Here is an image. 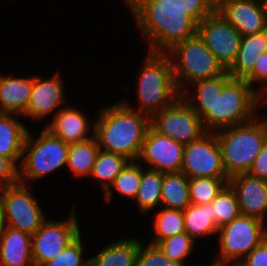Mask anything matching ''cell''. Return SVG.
<instances>
[{
	"mask_svg": "<svg viewBox=\"0 0 267 266\" xmlns=\"http://www.w3.org/2000/svg\"><path fill=\"white\" fill-rule=\"evenodd\" d=\"M137 26L150 42L149 52L167 53L197 34L198 24L179 7L162 0H125Z\"/></svg>",
	"mask_w": 267,
	"mask_h": 266,
	"instance_id": "obj_1",
	"label": "cell"
},
{
	"mask_svg": "<svg viewBox=\"0 0 267 266\" xmlns=\"http://www.w3.org/2000/svg\"><path fill=\"white\" fill-rule=\"evenodd\" d=\"M94 121L99 149L137 161L143 141L151 127V117L137 112L127 101L100 109Z\"/></svg>",
	"mask_w": 267,
	"mask_h": 266,
	"instance_id": "obj_2",
	"label": "cell"
},
{
	"mask_svg": "<svg viewBox=\"0 0 267 266\" xmlns=\"http://www.w3.org/2000/svg\"><path fill=\"white\" fill-rule=\"evenodd\" d=\"M265 104L261 89L255 90L244 79L230 78L216 97L213 107L201 119L206 131L250 122L256 117L258 105Z\"/></svg>",
	"mask_w": 267,
	"mask_h": 266,
	"instance_id": "obj_3",
	"label": "cell"
},
{
	"mask_svg": "<svg viewBox=\"0 0 267 266\" xmlns=\"http://www.w3.org/2000/svg\"><path fill=\"white\" fill-rule=\"evenodd\" d=\"M138 78L136 111L152 117L160 110L172 106L180 97L170 56L149 52Z\"/></svg>",
	"mask_w": 267,
	"mask_h": 266,
	"instance_id": "obj_4",
	"label": "cell"
},
{
	"mask_svg": "<svg viewBox=\"0 0 267 266\" xmlns=\"http://www.w3.org/2000/svg\"><path fill=\"white\" fill-rule=\"evenodd\" d=\"M215 131L227 177L248 173L267 138V119Z\"/></svg>",
	"mask_w": 267,
	"mask_h": 266,
	"instance_id": "obj_5",
	"label": "cell"
},
{
	"mask_svg": "<svg viewBox=\"0 0 267 266\" xmlns=\"http://www.w3.org/2000/svg\"><path fill=\"white\" fill-rule=\"evenodd\" d=\"M167 54L170 56L173 76L180 93L186 90V84L212 79L227 71L198 33L176 44Z\"/></svg>",
	"mask_w": 267,
	"mask_h": 266,
	"instance_id": "obj_6",
	"label": "cell"
},
{
	"mask_svg": "<svg viewBox=\"0 0 267 266\" xmlns=\"http://www.w3.org/2000/svg\"><path fill=\"white\" fill-rule=\"evenodd\" d=\"M69 144L44 129L38 138L28 133L25 138L22 160L18 168V181L37 180L64 167Z\"/></svg>",
	"mask_w": 267,
	"mask_h": 266,
	"instance_id": "obj_7",
	"label": "cell"
},
{
	"mask_svg": "<svg viewBox=\"0 0 267 266\" xmlns=\"http://www.w3.org/2000/svg\"><path fill=\"white\" fill-rule=\"evenodd\" d=\"M219 255L216 263L238 264L266 239L264 221L245 215L218 229Z\"/></svg>",
	"mask_w": 267,
	"mask_h": 266,
	"instance_id": "obj_8",
	"label": "cell"
},
{
	"mask_svg": "<svg viewBox=\"0 0 267 266\" xmlns=\"http://www.w3.org/2000/svg\"><path fill=\"white\" fill-rule=\"evenodd\" d=\"M0 205L8 227L31 236L46 221L39 203L21 182L0 187Z\"/></svg>",
	"mask_w": 267,
	"mask_h": 266,
	"instance_id": "obj_9",
	"label": "cell"
},
{
	"mask_svg": "<svg viewBox=\"0 0 267 266\" xmlns=\"http://www.w3.org/2000/svg\"><path fill=\"white\" fill-rule=\"evenodd\" d=\"M151 127L182 145L199 139L207 132L199 115L182 97L172 106L155 113L151 117Z\"/></svg>",
	"mask_w": 267,
	"mask_h": 266,
	"instance_id": "obj_10",
	"label": "cell"
},
{
	"mask_svg": "<svg viewBox=\"0 0 267 266\" xmlns=\"http://www.w3.org/2000/svg\"><path fill=\"white\" fill-rule=\"evenodd\" d=\"M72 205L69 219L45 221L32 235V258L34 266L56 258L67 246L80 236L78 218Z\"/></svg>",
	"mask_w": 267,
	"mask_h": 266,
	"instance_id": "obj_11",
	"label": "cell"
},
{
	"mask_svg": "<svg viewBox=\"0 0 267 266\" xmlns=\"http://www.w3.org/2000/svg\"><path fill=\"white\" fill-rule=\"evenodd\" d=\"M181 172L188 178H228L215 132L207 131L199 139L184 145Z\"/></svg>",
	"mask_w": 267,
	"mask_h": 266,
	"instance_id": "obj_12",
	"label": "cell"
},
{
	"mask_svg": "<svg viewBox=\"0 0 267 266\" xmlns=\"http://www.w3.org/2000/svg\"><path fill=\"white\" fill-rule=\"evenodd\" d=\"M197 33L206 47L227 70L238 54L241 34L218 11L205 17L199 24Z\"/></svg>",
	"mask_w": 267,
	"mask_h": 266,
	"instance_id": "obj_13",
	"label": "cell"
},
{
	"mask_svg": "<svg viewBox=\"0 0 267 266\" xmlns=\"http://www.w3.org/2000/svg\"><path fill=\"white\" fill-rule=\"evenodd\" d=\"M184 145L172 138L159 134L152 127L146 133L140 155L137 159L143 165H150L151 170L160 173L181 172Z\"/></svg>",
	"mask_w": 267,
	"mask_h": 266,
	"instance_id": "obj_14",
	"label": "cell"
},
{
	"mask_svg": "<svg viewBox=\"0 0 267 266\" xmlns=\"http://www.w3.org/2000/svg\"><path fill=\"white\" fill-rule=\"evenodd\" d=\"M218 12L241 36L267 30V14L262 0H226Z\"/></svg>",
	"mask_w": 267,
	"mask_h": 266,
	"instance_id": "obj_15",
	"label": "cell"
},
{
	"mask_svg": "<svg viewBox=\"0 0 267 266\" xmlns=\"http://www.w3.org/2000/svg\"><path fill=\"white\" fill-rule=\"evenodd\" d=\"M62 82L59 73L46 80L33 76V88L29 104L22 116L37 121L58 109L65 102Z\"/></svg>",
	"mask_w": 267,
	"mask_h": 266,
	"instance_id": "obj_16",
	"label": "cell"
},
{
	"mask_svg": "<svg viewBox=\"0 0 267 266\" xmlns=\"http://www.w3.org/2000/svg\"><path fill=\"white\" fill-rule=\"evenodd\" d=\"M234 189L241 215L264 221L267 212V181L242 173L229 178Z\"/></svg>",
	"mask_w": 267,
	"mask_h": 266,
	"instance_id": "obj_17",
	"label": "cell"
},
{
	"mask_svg": "<svg viewBox=\"0 0 267 266\" xmlns=\"http://www.w3.org/2000/svg\"><path fill=\"white\" fill-rule=\"evenodd\" d=\"M53 121L45 127L53 136L65 143H77L94 137V121H92V135L88 136L90 124L85 115L72 107L57 111Z\"/></svg>",
	"mask_w": 267,
	"mask_h": 266,
	"instance_id": "obj_18",
	"label": "cell"
},
{
	"mask_svg": "<svg viewBox=\"0 0 267 266\" xmlns=\"http://www.w3.org/2000/svg\"><path fill=\"white\" fill-rule=\"evenodd\" d=\"M31 247L30 234L7 226L0 240L1 266H34Z\"/></svg>",
	"mask_w": 267,
	"mask_h": 266,
	"instance_id": "obj_19",
	"label": "cell"
},
{
	"mask_svg": "<svg viewBox=\"0 0 267 266\" xmlns=\"http://www.w3.org/2000/svg\"><path fill=\"white\" fill-rule=\"evenodd\" d=\"M28 127L17 120V114H0V156L8 158L19 168ZM19 165V166H18Z\"/></svg>",
	"mask_w": 267,
	"mask_h": 266,
	"instance_id": "obj_20",
	"label": "cell"
},
{
	"mask_svg": "<svg viewBox=\"0 0 267 266\" xmlns=\"http://www.w3.org/2000/svg\"><path fill=\"white\" fill-rule=\"evenodd\" d=\"M33 77L11 78L0 75V110L2 113L23 115L29 104Z\"/></svg>",
	"mask_w": 267,
	"mask_h": 266,
	"instance_id": "obj_21",
	"label": "cell"
},
{
	"mask_svg": "<svg viewBox=\"0 0 267 266\" xmlns=\"http://www.w3.org/2000/svg\"><path fill=\"white\" fill-rule=\"evenodd\" d=\"M267 51V30L242 36L235 61L227 69L231 78L245 79L254 69L258 56Z\"/></svg>",
	"mask_w": 267,
	"mask_h": 266,
	"instance_id": "obj_22",
	"label": "cell"
},
{
	"mask_svg": "<svg viewBox=\"0 0 267 266\" xmlns=\"http://www.w3.org/2000/svg\"><path fill=\"white\" fill-rule=\"evenodd\" d=\"M139 246L136 238L117 240L88 258L89 266H135Z\"/></svg>",
	"mask_w": 267,
	"mask_h": 266,
	"instance_id": "obj_23",
	"label": "cell"
},
{
	"mask_svg": "<svg viewBox=\"0 0 267 266\" xmlns=\"http://www.w3.org/2000/svg\"><path fill=\"white\" fill-rule=\"evenodd\" d=\"M230 78V75L226 71L223 75L218 77L196 81L191 84L196 88L195 93L188 96L189 89H186L183 93H181V97L202 119L213 107L216 97L220 95L224 84Z\"/></svg>",
	"mask_w": 267,
	"mask_h": 266,
	"instance_id": "obj_24",
	"label": "cell"
},
{
	"mask_svg": "<svg viewBox=\"0 0 267 266\" xmlns=\"http://www.w3.org/2000/svg\"><path fill=\"white\" fill-rule=\"evenodd\" d=\"M183 215L185 232L194 240L198 237L205 238L210 235H217L219 228L216 225V216L213 214L211 203L190 204L183 210Z\"/></svg>",
	"mask_w": 267,
	"mask_h": 266,
	"instance_id": "obj_25",
	"label": "cell"
},
{
	"mask_svg": "<svg viewBox=\"0 0 267 266\" xmlns=\"http://www.w3.org/2000/svg\"><path fill=\"white\" fill-rule=\"evenodd\" d=\"M190 204L189 178L183 172L164 173L161 205L168 209L183 211Z\"/></svg>",
	"mask_w": 267,
	"mask_h": 266,
	"instance_id": "obj_26",
	"label": "cell"
},
{
	"mask_svg": "<svg viewBox=\"0 0 267 266\" xmlns=\"http://www.w3.org/2000/svg\"><path fill=\"white\" fill-rule=\"evenodd\" d=\"M99 150L95 136L83 142L71 143L66 165L75 177L90 176Z\"/></svg>",
	"mask_w": 267,
	"mask_h": 266,
	"instance_id": "obj_27",
	"label": "cell"
},
{
	"mask_svg": "<svg viewBox=\"0 0 267 266\" xmlns=\"http://www.w3.org/2000/svg\"><path fill=\"white\" fill-rule=\"evenodd\" d=\"M163 173L151 169H142L141 181L135 197L140 212L144 214L161 204Z\"/></svg>",
	"mask_w": 267,
	"mask_h": 266,
	"instance_id": "obj_28",
	"label": "cell"
},
{
	"mask_svg": "<svg viewBox=\"0 0 267 266\" xmlns=\"http://www.w3.org/2000/svg\"><path fill=\"white\" fill-rule=\"evenodd\" d=\"M128 162L124 156L99 150L90 177L98 179L106 192Z\"/></svg>",
	"mask_w": 267,
	"mask_h": 266,
	"instance_id": "obj_29",
	"label": "cell"
},
{
	"mask_svg": "<svg viewBox=\"0 0 267 266\" xmlns=\"http://www.w3.org/2000/svg\"><path fill=\"white\" fill-rule=\"evenodd\" d=\"M141 181V163L138 161H129L122 171L116 176L110 188L105 192V200L111 201L112 189L119 192L120 195L135 199Z\"/></svg>",
	"mask_w": 267,
	"mask_h": 266,
	"instance_id": "obj_30",
	"label": "cell"
},
{
	"mask_svg": "<svg viewBox=\"0 0 267 266\" xmlns=\"http://www.w3.org/2000/svg\"><path fill=\"white\" fill-rule=\"evenodd\" d=\"M155 236L150 242L157 245L160 241L185 232L183 211L176 209L160 210L154 219Z\"/></svg>",
	"mask_w": 267,
	"mask_h": 266,
	"instance_id": "obj_31",
	"label": "cell"
},
{
	"mask_svg": "<svg viewBox=\"0 0 267 266\" xmlns=\"http://www.w3.org/2000/svg\"><path fill=\"white\" fill-rule=\"evenodd\" d=\"M228 181L229 178H189L191 204L204 205L211 203Z\"/></svg>",
	"mask_w": 267,
	"mask_h": 266,
	"instance_id": "obj_32",
	"label": "cell"
},
{
	"mask_svg": "<svg viewBox=\"0 0 267 266\" xmlns=\"http://www.w3.org/2000/svg\"><path fill=\"white\" fill-rule=\"evenodd\" d=\"M211 204L218 228L241 215L236 193L229 183L222 188Z\"/></svg>",
	"mask_w": 267,
	"mask_h": 266,
	"instance_id": "obj_33",
	"label": "cell"
},
{
	"mask_svg": "<svg viewBox=\"0 0 267 266\" xmlns=\"http://www.w3.org/2000/svg\"><path fill=\"white\" fill-rule=\"evenodd\" d=\"M194 241L191 236L184 232L168 237L160 241L157 245L169 259L181 266H186L185 258L191 253L194 247Z\"/></svg>",
	"mask_w": 267,
	"mask_h": 266,
	"instance_id": "obj_34",
	"label": "cell"
},
{
	"mask_svg": "<svg viewBox=\"0 0 267 266\" xmlns=\"http://www.w3.org/2000/svg\"><path fill=\"white\" fill-rule=\"evenodd\" d=\"M81 235L67 246L56 258L41 266H89V259H82Z\"/></svg>",
	"mask_w": 267,
	"mask_h": 266,
	"instance_id": "obj_35",
	"label": "cell"
},
{
	"mask_svg": "<svg viewBox=\"0 0 267 266\" xmlns=\"http://www.w3.org/2000/svg\"><path fill=\"white\" fill-rule=\"evenodd\" d=\"M140 241L135 266H181L169 259L158 245L149 243L143 247Z\"/></svg>",
	"mask_w": 267,
	"mask_h": 266,
	"instance_id": "obj_36",
	"label": "cell"
},
{
	"mask_svg": "<svg viewBox=\"0 0 267 266\" xmlns=\"http://www.w3.org/2000/svg\"><path fill=\"white\" fill-rule=\"evenodd\" d=\"M168 5L179 7L189 15L197 24L214 11L204 0H162Z\"/></svg>",
	"mask_w": 267,
	"mask_h": 266,
	"instance_id": "obj_37",
	"label": "cell"
},
{
	"mask_svg": "<svg viewBox=\"0 0 267 266\" xmlns=\"http://www.w3.org/2000/svg\"><path fill=\"white\" fill-rule=\"evenodd\" d=\"M244 80L251 87L254 82L264 83L263 86H261V97L265 101L267 100V51L258 56L253 71Z\"/></svg>",
	"mask_w": 267,
	"mask_h": 266,
	"instance_id": "obj_38",
	"label": "cell"
},
{
	"mask_svg": "<svg viewBox=\"0 0 267 266\" xmlns=\"http://www.w3.org/2000/svg\"><path fill=\"white\" fill-rule=\"evenodd\" d=\"M238 264L240 266H267V238Z\"/></svg>",
	"mask_w": 267,
	"mask_h": 266,
	"instance_id": "obj_39",
	"label": "cell"
},
{
	"mask_svg": "<svg viewBox=\"0 0 267 266\" xmlns=\"http://www.w3.org/2000/svg\"><path fill=\"white\" fill-rule=\"evenodd\" d=\"M248 174L267 181V138L264 141L258 156L252 163Z\"/></svg>",
	"mask_w": 267,
	"mask_h": 266,
	"instance_id": "obj_40",
	"label": "cell"
},
{
	"mask_svg": "<svg viewBox=\"0 0 267 266\" xmlns=\"http://www.w3.org/2000/svg\"><path fill=\"white\" fill-rule=\"evenodd\" d=\"M18 182V168L8 159L0 156V187Z\"/></svg>",
	"mask_w": 267,
	"mask_h": 266,
	"instance_id": "obj_41",
	"label": "cell"
},
{
	"mask_svg": "<svg viewBox=\"0 0 267 266\" xmlns=\"http://www.w3.org/2000/svg\"><path fill=\"white\" fill-rule=\"evenodd\" d=\"M206 4L213 10L218 11L226 0H204Z\"/></svg>",
	"mask_w": 267,
	"mask_h": 266,
	"instance_id": "obj_42",
	"label": "cell"
},
{
	"mask_svg": "<svg viewBox=\"0 0 267 266\" xmlns=\"http://www.w3.org/2000/svg\"><path fill=\"white\" fill-rule=\"evenodd\" d=\"M6 227H7L6 219H5V216H4V213H3V209H2V207L0 205V240L3 237V234L5 232Z\"/></svg>",
	"mask_w": 267,
	"mask_h": 266,
	"instance_id": "obj_43",
	"label": "cell"
},
{
	"mask_svg": "<svg viewBox=\"0 0 267 266\" xmlns=\"http://www.w3.org/2000/svg\"><path fill=\"white\" fill-rule=\"evenodd\" d=\"M263 6H264V10L266 11L267 14V0H262Z\"/></svg>",
	"mask_w": 267,
	"mask_h": 266,
	"instance_id": "obj_44",
	"label": "cell"
},
{
	"mask_svg": "<svg viewBox=\"0 0 267 266\" xmlns=\"http://www.w3.org/2000/svg\"><path fill=\"white\" fill-rule=\"evenodd\" d=\"M211 266H227V264L214 262Z\"/></svg>",
	"mask_w": 267,
	"mask_h": 266,
	"instance_id": "obj_45",
	"label": "cell"
},
{
	"mask_svg": "<svg viewBox=\"0 0 267 266\" xmlns=\"http://www.w3.org/2000/svg\"><path fill=\"white\" fill-rule=\"evenodd\" d=\"M227 266H240L239 264H227Z\"/></svg>",
	"mask_w": 267,
	"mask_h": 266,
	"instance_id": "obj_46",
	"label": "cell"
}]
</instances>
